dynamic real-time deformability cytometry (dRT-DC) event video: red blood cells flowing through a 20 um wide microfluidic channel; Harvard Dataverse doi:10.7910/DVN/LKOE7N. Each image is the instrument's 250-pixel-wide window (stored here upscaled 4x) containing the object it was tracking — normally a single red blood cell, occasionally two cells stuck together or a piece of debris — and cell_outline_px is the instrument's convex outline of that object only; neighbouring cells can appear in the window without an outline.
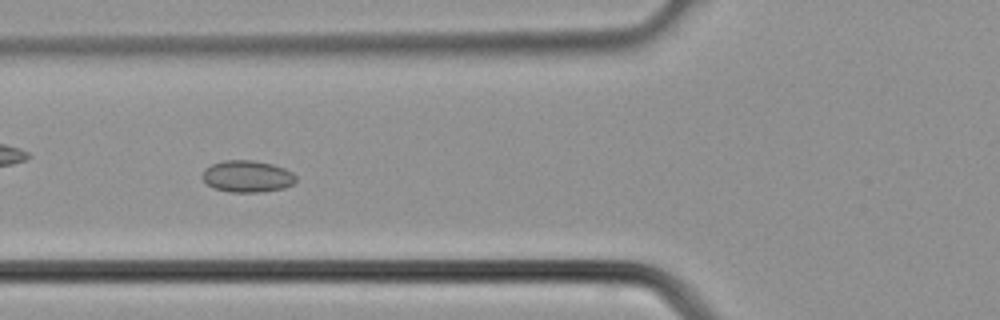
{"species": "common noctule bat (a hibernating species)", "species_latin": "Nyctalus noctula", "temperature_condition": "cold", "stored_images_in_passage": 38, "camera_frame_rate_fps": 3000, "um_per_image_px": 0.085, "animal": {"sex": "male", "body_mass_g": 21.5, "forearm_length_mm": 52.0}, "frame": {"image": 1, "passage_image": 14, "time_ms": 4.333, "image_size_px": [1000, 320], "cell_outline_px": [[296, 180], [292, 184], [284, 188], [260, 192], [228, 192], [212, 188], [200, 176], [204, 168], [212, 164], [224, 160], [252, 160], [272, 164], [284, 168], [292, 172], [296, 176]], "centroid_in_image_um": [20.98, 14.99], "position_along_channel_um": 104.8, "area_um2": 17.46}}
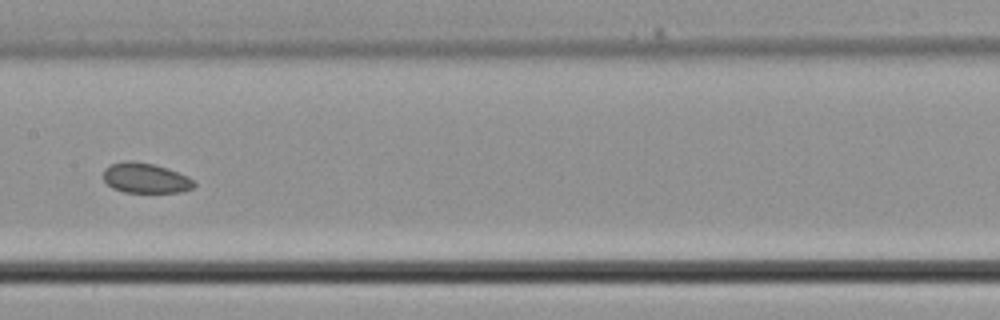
{"frame": {"image": 2, "passage_image": 19, "time_ms": 6.0, "image_size_px": [1000, 320], "cell_outline_px": [[196, 184], [192, 188], [184, 192], [124, 192], [112, 188], [104, 180], [104, 168], [112, 164], [124, 160], [132, 160], [156, 164], [168, 168], [188, 176]], "centroid_in_image_um": [12.37, 15.12], "position_along_channel_um": 195.0, "area_um2": 16.07}}
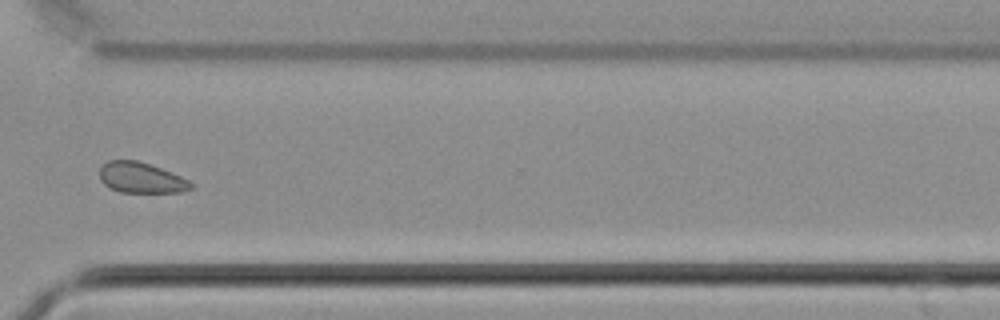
{"frame": {"image": 3, "passage_image": 28, "time_ms": 9.0, "image_size_px": [1000, 320], "cell_outline_px": [[192, 188], [180, 192], [120, 192], [104, 184], [100, 180], [100, 168], [108, 160], [136, 160], [160, 168], [180, 176], [188, 180], [192, 184]], "centroid_in_image_um": [11.97, 15.11], "position_along_channel_um": 358.6, "area_um2": 16.01}}